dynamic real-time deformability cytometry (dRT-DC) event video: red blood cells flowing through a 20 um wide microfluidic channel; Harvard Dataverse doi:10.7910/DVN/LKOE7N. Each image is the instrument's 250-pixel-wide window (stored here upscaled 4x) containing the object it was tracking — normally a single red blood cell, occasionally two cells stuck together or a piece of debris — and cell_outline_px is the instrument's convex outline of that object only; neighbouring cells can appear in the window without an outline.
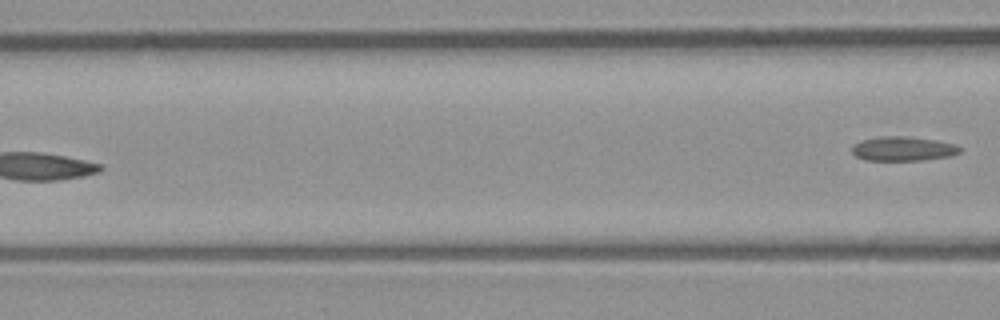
{"species": "common noctule bat (a hibernating species)", "species_latin": "Nyctalus noctula", "temperature_condition": "room temperature", "stored_images_in_passage": 4, "camera_frame_rate_fps": 3000, "um_per_image_px": 0.085, "animal": {"sex": "male", "body_mass_g": 23.1, "forearm_length_mm": 52.7}, "frame": {"image": 1, "passage_image": 4, "time_ms": 1.0, "image_size_px": [1000, 320], "cell_outline_px": [[960, 152], [952, 156], [924, 160], [864, 160], [856, 156], [852, 152], [852, 144], [860, 140], [880, 136], [900, 136], [936, 140], [956, 144], [960, 148]], "centroid_in_image_um": [76.74, 12.64], "position_along_channel_um": 89.9, "area_um2": 15.37}}